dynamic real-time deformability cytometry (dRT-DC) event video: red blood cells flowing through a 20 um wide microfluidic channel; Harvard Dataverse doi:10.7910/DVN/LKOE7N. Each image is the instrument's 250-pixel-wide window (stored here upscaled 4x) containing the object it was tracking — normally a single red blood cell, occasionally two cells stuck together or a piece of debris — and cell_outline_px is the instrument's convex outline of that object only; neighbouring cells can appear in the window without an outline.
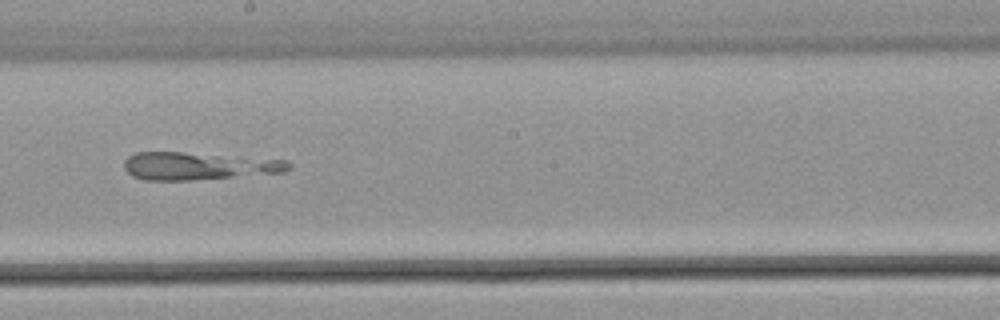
{"species": "common noctule bat (a hibernating species)", "species_latin": "Nyctalus noctula", "temperature_condition": "warm", "stored_images_in_passage": 29, "camera_frame_rate_fps": 3000, "um_per_image_px": 0.085, "animal": {"sex": "male", "body_mass_g": 21.5, "forearm_length_mm": 52.0}, "frame": {"image": 1, "passage_image": 10, "time_ms": 3.0, "image_size_px": [1000, 320], "cell_outline_px": [[292, 168], [284, 172], [192, 180], [144, 180], [132, 176], [124, 168], [124, 160], [128, 156], [136, 152], [180, 152], [288, 160], [292, 164]], "centroid_in_image_um": [16.86, 14.11], "position_along_channel_um": 231.3, "area_um2": 26.41}}
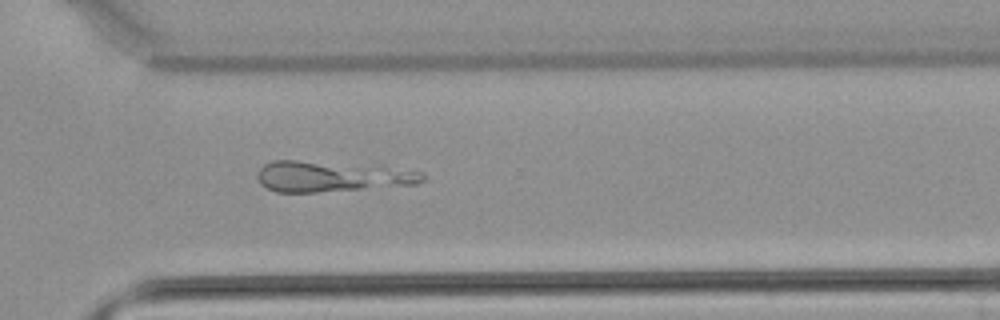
{"frame": {"image": 2, "passage_image": 17, "time_ms": 5.333, "image_size_px": [1000, 320], "cell_outline_px": [[428, 176], [424, 180], [416, 184], [316, 192], [276, 192], [260, 184], [256, 176], [256, 172], [264, 164], [272, 160], [296, 160], [384, 164], [424, 172]], "centroid_in_image_um": [28.27, 14.96], "position_along_channel_um": 342.3, "area_um2": 30.52}}
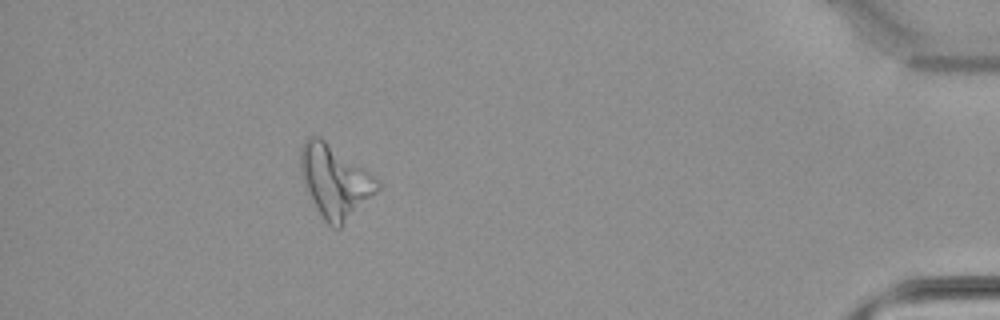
{"frame": {"image": 3, "passage_image": 25, "time_ms": 8.0, "image_size_px": [1000, 320], "cell_outline_px": [[380, 188], [340, 228], [332, 228], [324, 220], [316, 208], [304, 180], [300, 168], [300, 148], [304, 140], [308, 136], [320, 136], [368, 172], [380, 184]], "centroid_in_image_um": [28.44, 15.4], "position_along_channel_um": 406.8, "area_um2": 31.67}}